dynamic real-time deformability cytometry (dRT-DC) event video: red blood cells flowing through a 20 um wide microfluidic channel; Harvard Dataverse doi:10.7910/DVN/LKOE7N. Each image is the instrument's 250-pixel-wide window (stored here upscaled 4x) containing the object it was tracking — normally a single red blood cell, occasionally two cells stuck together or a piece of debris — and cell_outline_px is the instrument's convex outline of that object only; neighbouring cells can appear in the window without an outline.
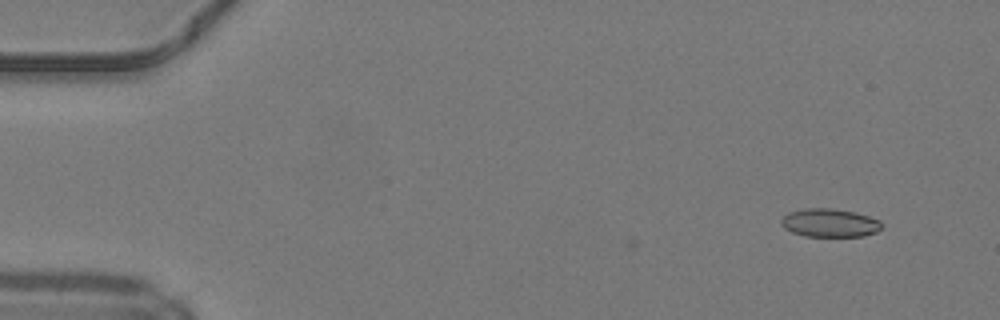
{"species": "common noctule bat (a hibernating species)", "species_latin": "Nyctalus noctula", "temperature_condition": "warm", "stored_images_in_passage": 46, "camera_frame_rate_fps": 3000, "um_per_image_px": 0.085, "animal": {"sex": "male", "body_mass_g": 19.2, "forearm_length_mm": 51.8}, "frame": {"image": 1, "passage_image": 1, "time_ms": 0.0, "image_size_px": [1000, 320], "cell_outline_px": [[880, 228], [876, 232], [864, 236], [804, 236], [792, 232], [784, 228], [780, 224], [780, 220], [788, 212], [804, 208], [832, 208], [856, 212], [880, 220]], "centroid_in_image_um": [70.48, 18.93], "position_along_channel_um": 14.5, "area_um2": 16.65}}
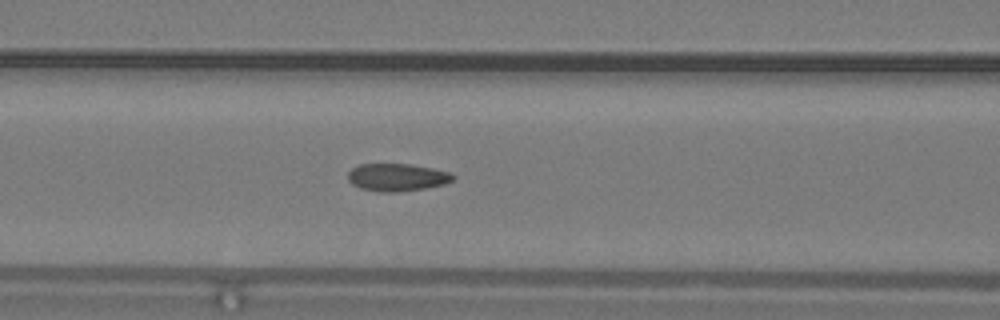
{"frame": {"image": 2, "passage_image": 18, "time_ms": 5.667, "image_size_px": [1000, 320], "cell_outline_px": [[456, 176], [452, 180], [444, 184], [424, 188], [400, 192], [380, 192], [360, 188], [352, 184], [348, 180], [348, 172], [352, 168], [360, 164], [412, 164], [452, 172]], "centroid_in_image_um": [33.76, 15.07], "position_along_channel_um": 132.8, "area_um2": 16.99}}
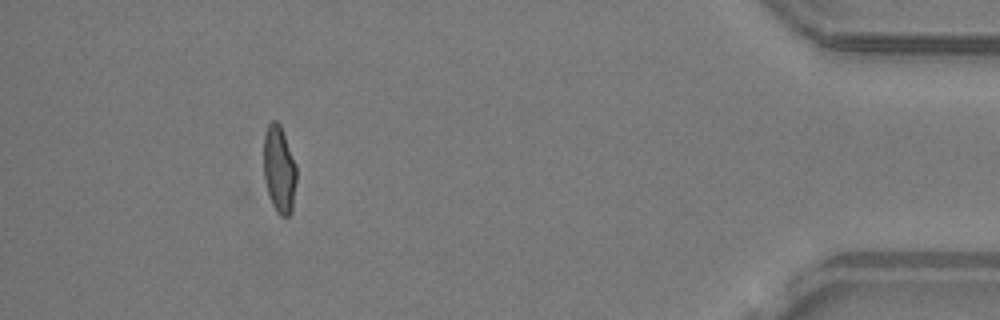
{"frame": {"image": 3, "passage_image": 42, "time_ms": 13.667, "image_size_px": [1000, 320], "cell_outline_px": [[296, 180], [292, 212], [288, 216], [280, 216], [276, 212], [272, 204], [264, 180], [264, 136], [268, 124], [272, 120], [276, 120], [280, 124], [296, 164]], "centroid_in_image_um": [23.73, 14.41], "position_along_channel_um": 411.5, "area_um2": 16.7}, "authors_computed_cell_mechanics": {"area_um2": 16.7909, "velocity_mm_per_s": 4.2292, "shape_relaxation_time_tau1_ms": 10.605, "shape_relaxation_time_tau2_ms": 0.9334, "deformation_change_tau1": 0.2448, "deformation_change_tau2": 0.0799}}